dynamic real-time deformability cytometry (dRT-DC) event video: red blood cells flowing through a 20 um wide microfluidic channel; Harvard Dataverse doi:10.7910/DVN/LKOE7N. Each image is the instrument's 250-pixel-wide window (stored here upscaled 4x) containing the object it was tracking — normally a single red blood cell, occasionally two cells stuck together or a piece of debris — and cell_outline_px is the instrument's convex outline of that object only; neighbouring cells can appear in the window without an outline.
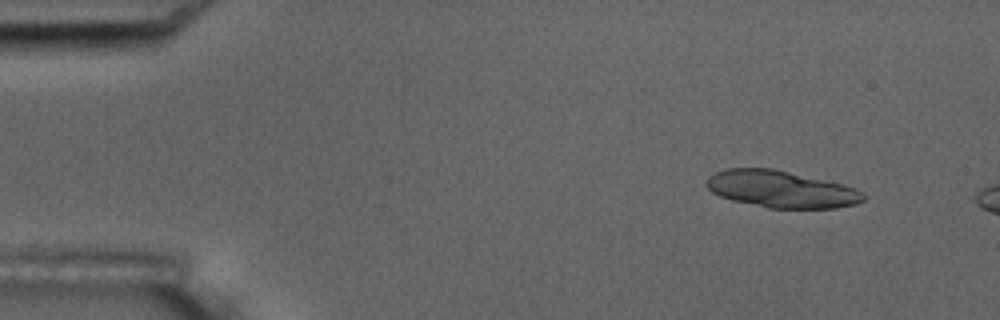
{"species": "common noctule bat (a hibernating species)", "species_latin": "Nyctalus noctula", "temperature_condition": "room temperature", "stored_images_in_passage": 4, "camera_frame_rate_fps": 3000, "um_per_image_px": 0.085, "animal": {"sex": "male", "body_mass_g": 17.5, "forearm_length_mm": 52.3}, "frame": {"image": 1, "passage_image": 2, "time_ms": 1.333, "image_size_px": [1000, 320], "cell_outline_px": [[868, 196], [864, 200], [856, 204], [836, 208], [768, 208], [732, 200], [720, 196], [712, 192], [704, 184], [708, 176], [716, 172], [728, 168], [772, 168], [844, 184], [856, 188], [864, 192]], "centroid_in_image_um": [66.42, 16.08], "position_along_channel_um": 18.6, "area_um2": 33.99}}